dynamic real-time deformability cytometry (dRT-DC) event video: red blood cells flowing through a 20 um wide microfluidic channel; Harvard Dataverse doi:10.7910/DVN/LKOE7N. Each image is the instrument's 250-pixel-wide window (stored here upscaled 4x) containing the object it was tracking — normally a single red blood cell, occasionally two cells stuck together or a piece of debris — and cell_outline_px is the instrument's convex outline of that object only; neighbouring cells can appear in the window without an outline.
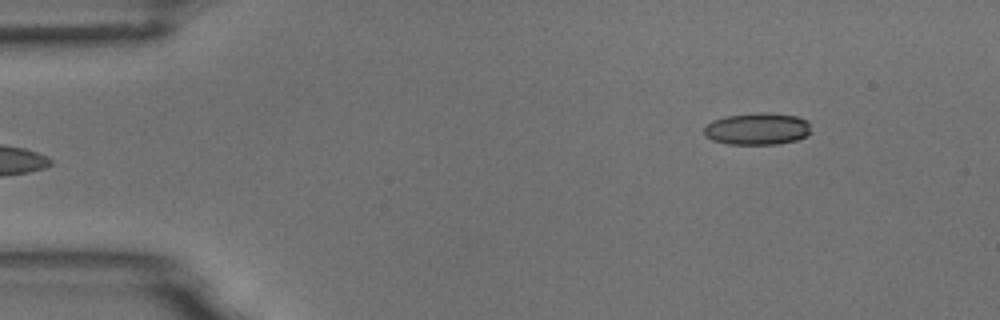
{"species": "common noctule bat (a hibernating species)", "species_latin": "Nyctalus noctula", "temperature_condition": "room temperature", "stored_images_in_passage": 6, "segment_of_instrument_passage": [2, 2], "camera_frame_rate_fps": 3000, "um_per_image_px": 0.085, "animal": {"sex": "male", "body_mass_g": 18.8}, "frame": {"image": 1, "passage_image": 6, "time_ms": 5.667, "image_size_px": [1000, 320], "cell_outline_px": [[812, 132], [808, 136], [796, 140], [776, 144], [728, 144], [712, 140], [704, 136], [704, 128], [712, 120], [728, 116], [764, 112], [796, 116], [808, 120]], "centroid_in_image_um": [64.4, 10.96], "position_along_channel_um": 20.6, "area_um2": 20.0}}